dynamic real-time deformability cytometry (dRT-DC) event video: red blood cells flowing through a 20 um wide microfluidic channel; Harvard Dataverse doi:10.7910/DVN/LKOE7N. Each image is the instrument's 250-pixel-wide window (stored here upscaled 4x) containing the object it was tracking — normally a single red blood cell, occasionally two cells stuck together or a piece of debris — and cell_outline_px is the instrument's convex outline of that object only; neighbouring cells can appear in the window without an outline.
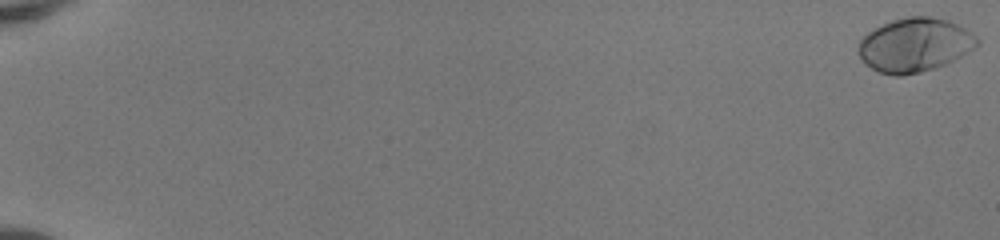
{"species": "human", "species_latin": "Homo sapiens", "temperature_condition": "room temperature", "stored_images_in_passage": 53, "camera_frame_rate_fps": 3000, "um_per_image_px": 0.085, "donor": {"sex": "female"}, "frame": {"image": 1, "passage_image": 1, "time_ms": 0.0, "image_size_px": [1000, 240], "cell_outline_px": [[980, 44], [976, 48], [944, 64], [920, 72], [900, 76], [892, 76], [880, 72], [872, 68], [860, 56], [856, 48], [860, 40], [872, 28], [892, 20], [908, 16], [932, 16], [948, 20], [964, 28], [976, 36], [980, 40]], "centroid_in_image_um": [77.75, 3.8], "position_along_channel_um": 7.3, "area_um2": 37.22}}
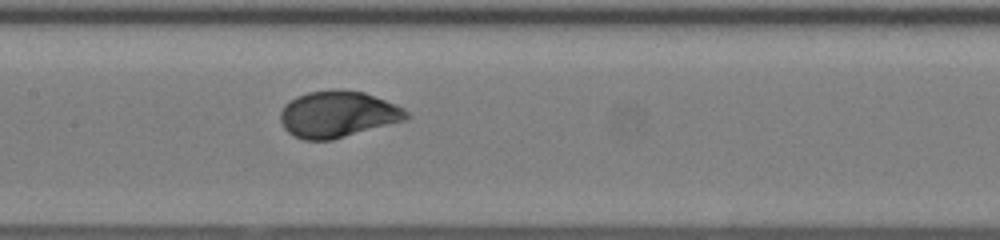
{"frame": {"image": 2, "passage_image": 29, "time_ms": 9.333, "image_size_px": [1000, 240], "cell_outline_px": [[408, 120], [332, 140], [304, 140], [292, 136], [284, 128], [280, 120], [280, 112], [284, 104], [296, 96], [308, 92], [364, 92], [396, 104], [404, 108], [408, 112]], "centroid_in_image_um": [28.71, 9.76], "position_along_channel_um": 178.7, "area_um2": 33.76}}
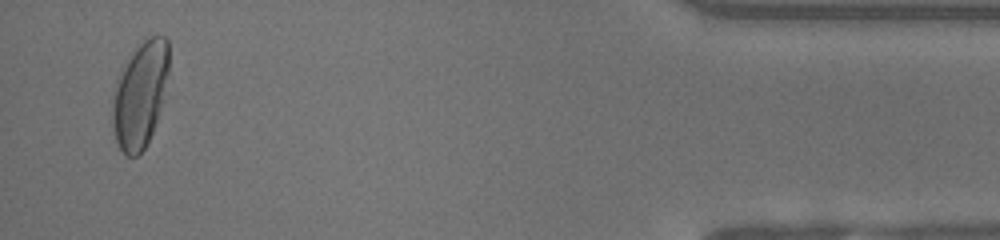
{"frame": {"image": 3, "passage_image": 51, "time_ms": 16.667, "image_size_px": [1000, 240], "cell_outline_px": [[168, 72], [156, 120], [152, 132], [144, 148], [136, 156], [124, 156], [116, 140], [112, 128], [112, 104], [116, 80], [132, 52], [148, 36], [164, 36], [168, 40]], "centroid_in_image_um": [11.88, 8.04], "position_along_channel_um": 423.3, "area_um2": 34.16}}